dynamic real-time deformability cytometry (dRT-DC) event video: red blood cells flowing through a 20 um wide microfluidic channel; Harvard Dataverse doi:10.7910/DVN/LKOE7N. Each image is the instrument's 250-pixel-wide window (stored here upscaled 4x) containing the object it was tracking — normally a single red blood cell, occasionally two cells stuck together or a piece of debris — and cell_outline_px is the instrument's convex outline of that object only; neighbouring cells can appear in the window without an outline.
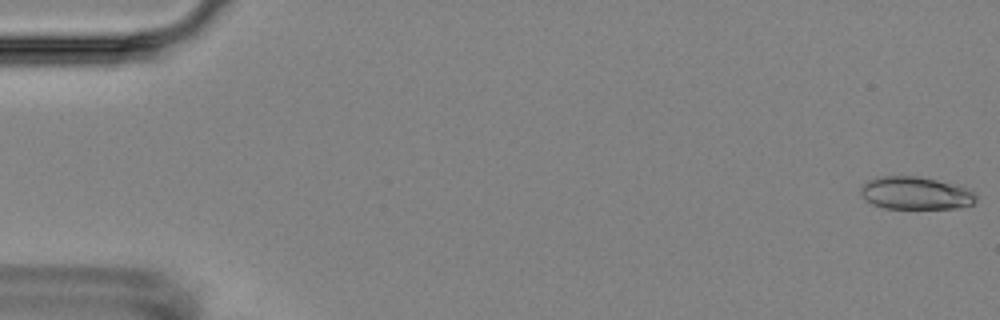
{"species": "Egyptian fruit bat (a non-hibernating species)", "species_latin": "Rousettus aegyptiacus", "temperature_condition": "room temperature", "stored_images_in_passage": 3, "camera_frame_rate_fps": 3000, "um_per_image_px": 0.085, "animal": {"sex": "female"}, "frame": {"image": 1, "passage_image": 1, "time_ms": 0.0, "image_size_px": [1000, 320], "cell_outline_px": [[976, 200], [972, 204], [956, 208], [884, 208], [872, 204], [864, 200], [860, 192], [860, 188], [868, 180], [876, 176], [920, 176], [936, 180], [964, 188], [972, 192], [976, 196]], "centroid_in_image_um": [77.74, 16.41], "position_along_channel_um": 7.3, "area_um2": 21.79}}